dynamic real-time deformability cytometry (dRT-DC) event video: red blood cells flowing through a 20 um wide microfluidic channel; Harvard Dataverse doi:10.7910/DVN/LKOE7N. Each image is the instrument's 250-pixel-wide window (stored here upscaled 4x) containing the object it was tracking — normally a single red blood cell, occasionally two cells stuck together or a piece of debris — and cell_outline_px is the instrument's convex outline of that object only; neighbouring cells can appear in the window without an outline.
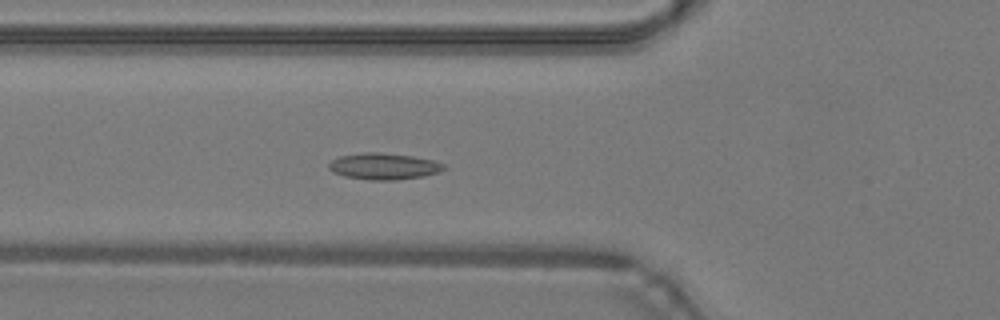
{"species": "common noctule bat (a hibernating species)", "species_latin": "Nyctalus noctula", "temperature_condition": "warm", "stored_images_in_passage": 48, "camera_frame_rate_fps": 3000, "um_per_image_px": 0.085, "animal": {"sex": "male", "body_mass_g": 19.2, "forearm_length_mm": 51.8}, "frame": {"image": 1, "passage_image": 17, "time_ms": 5.333, "image_size_px": [1000, 320], "cell_outline_px": [[444, 168], [440, 172], [424, 176], [396, 180], [368, 180], [344, 176], [332, 172], [328, 168], [328, 164], [332, 160], [340, 156], [364, 152], [380, 152], [412, 156], [432, 160], [444, 164]], "centroid_in_image_um": [32.6, 14.14], "position_along_channel_um": 93.2, "area_um2": 17.74}}
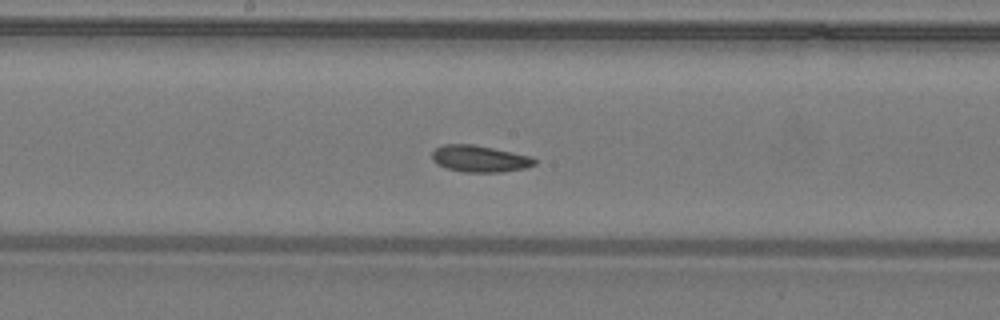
{"frame": {"image": 2, "passage_image": 25, "time_ms": 8.0, "image_size_px": [1000, 320], "cell_outline_px": [[536, 164], [524, 168], [500, 172], [464, 172], [448, 168], [436, 164], [432, 160], [432, 152], [436, 148], [444, 144], [472, 144], [532, 156], [536, 160]], "centroid_in_image_um": [40.76, 13.49], "position_along_channel_um": 207.4, "area_um2": 15.84}}
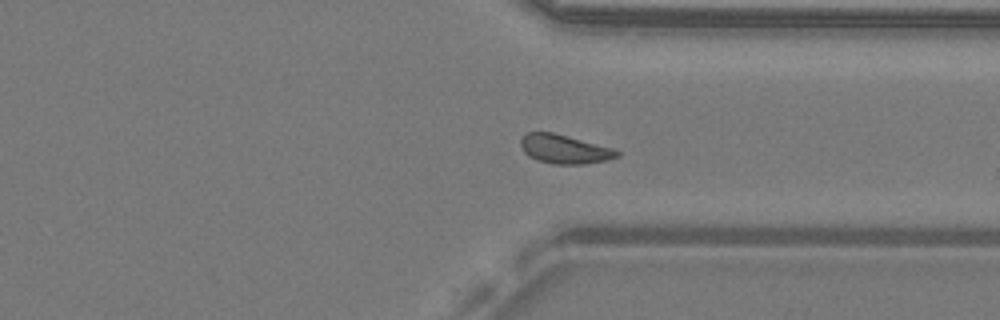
{"frame": {"image": 3, "passage_image": 36, "time_ms": 11.667, "image_size_px": [1000, 320], "cell_outline_px": [[620, 156], [608, 160], [584, 164], [552, 164], [536, 160], [528, 156], [524, 152], [520, 144], [520, 140], [524, 132], [552, 132], [612, 148], [620, 152]], "centroid_in_image_um": [47.94, 12.68], "position_along_channel_um": 363.5, "area_um2": 16.3}, "authors_computed_cell_mechanics": {"area_um2": 16.2996, "velocity_mm_per_s": 4.2595, "shape_relaxation_time_tau1_ms": null, "shape_relaxation_time_tau2_ms": 3.224, "deformation_change_tau1": null, "deformation_change_tau2": 0.0935}}